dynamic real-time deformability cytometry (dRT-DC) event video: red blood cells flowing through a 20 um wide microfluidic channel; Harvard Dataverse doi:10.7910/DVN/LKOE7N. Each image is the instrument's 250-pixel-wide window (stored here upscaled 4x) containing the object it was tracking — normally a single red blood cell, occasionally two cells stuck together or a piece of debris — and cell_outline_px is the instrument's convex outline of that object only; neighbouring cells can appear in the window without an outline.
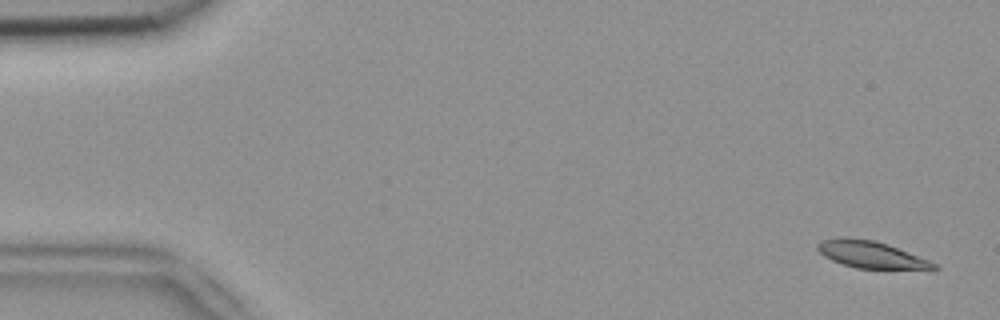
{"species": "common noctule bat (a hibernating species)", "species_latin": "Nyctalus noctula", "temperature_condition": "room temperature", "stored_images_in_passage": 5, "camera_frame_rate_fps": 3000, "um_per_image_px": 0.085, "animal": {"sex": "female", "body_mass_g": 18.4}, "frame": {"image": 1, "passage_image": 1, "time_ms": 0.0, "image_size_px": [1000, 320], "cell_outline_px": [[940, 268], [936, 272], [932, 272], [856, 268], [832, 260], [824, 256], [816, 248], [816, 244], [820, 240], [872, 240], [888, 244], [928, 260], [936, 264]], "centroid_in_image_um": [74.26, 21.75], "position_along_channel_um": 10.7, "area_um2": 18.38}}
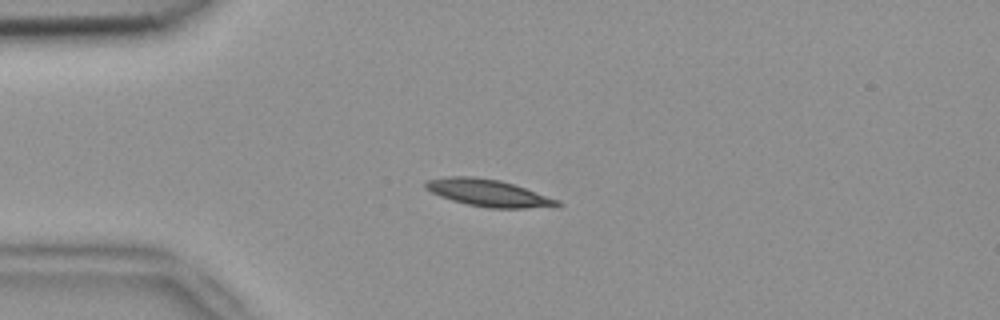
{"frame": {"image": 2, "passage_image": 4, "time_ms": 1.0, "image_size_px": [1000, 320], "cell_outline_px": [[564, 204], [524, 208], [488, 208], [468, 204], [452, 200], [440, 196], [424, 188], [424, 184], [428, 180], [448, 176], [472, 176], [500, 180], [560, 200]], "centroid_in_image_um": [41.46, 16.39], "position_along_channel_um": 43.5, "area_um2": 20.4}}